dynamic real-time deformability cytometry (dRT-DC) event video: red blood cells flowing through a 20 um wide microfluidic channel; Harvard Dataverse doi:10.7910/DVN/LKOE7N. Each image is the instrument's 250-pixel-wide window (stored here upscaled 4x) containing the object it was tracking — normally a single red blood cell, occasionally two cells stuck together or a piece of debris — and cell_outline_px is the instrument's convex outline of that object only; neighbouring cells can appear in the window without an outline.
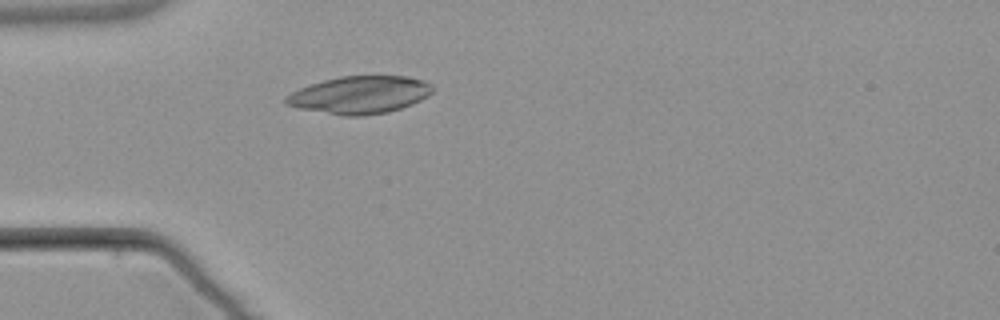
{"species": "common noctule bat (a hibernating species)", "species_latin": "Nyctalus noctula", "temperature_condition": "warm", "stored_images_in_passage": 4, "camera_frame_rate_fps": 3000, "um_per_image_px": 0.085, "animal": {"sex": "male", "body_mass_g": 21.5, "forearm_length_mm": 52.0}, "frame": {"image": 1, "passage_image": 4, "time_ms": 3.667, "image_size_px": [1000, 320], "cell_outline_px": [[432, 92], [428, 96], [412, 104], [388, 112], [364, 116], [344, 116], [300, 108], [284, 104], [284, 96], [300, 88], [324, 80], [340, 76], [408, 76], [424, 80], [432, 84]], "centroid_in_image_um": [30.59, 8.06], "position_along_channel_um": 54.4, "area_um2": 32.08}}